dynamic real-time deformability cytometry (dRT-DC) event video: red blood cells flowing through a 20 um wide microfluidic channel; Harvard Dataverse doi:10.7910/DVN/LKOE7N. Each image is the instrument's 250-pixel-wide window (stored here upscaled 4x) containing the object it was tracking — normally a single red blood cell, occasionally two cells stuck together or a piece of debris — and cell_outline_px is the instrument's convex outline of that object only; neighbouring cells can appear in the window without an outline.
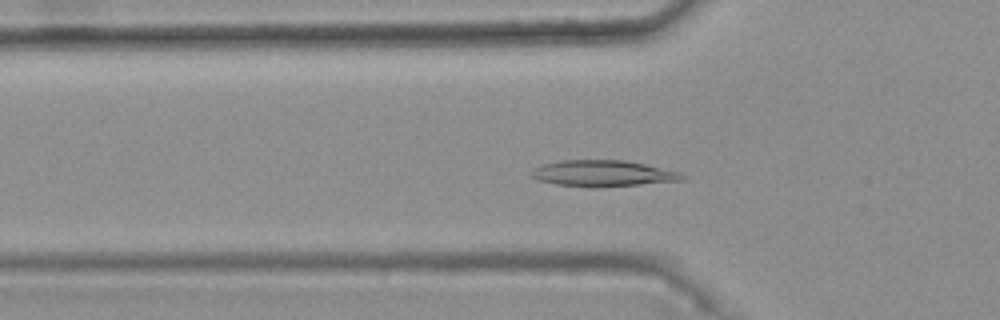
{"species": "common noctule bat (a hibernating species)", "species_latin": "Nyctalus noctula", "temperature_condition": "warm", "stored_images_in_passage": 43, "camera_frame_rate_fps": 3000, "um_per_image_px": 0.085, "animal": {"sex": "female", "body_mass_g": 25.1}, "frame": {"image": 1, "passage_image": 15, "time_ms": 4.667, "image_size_px": [1000, 320], "cell_outline_px": [[684, 180], [596, 188], [588, 188], [556, 184], [536, 180], [528, 172], [544, 164], [560, 160], [624, 160], [644, 164], [680, 172], [684, 176]], "centroid_in_image_um": [51.2, 14.75], "position_along_channel_um": 74.6, "area_um2": 23.06}}
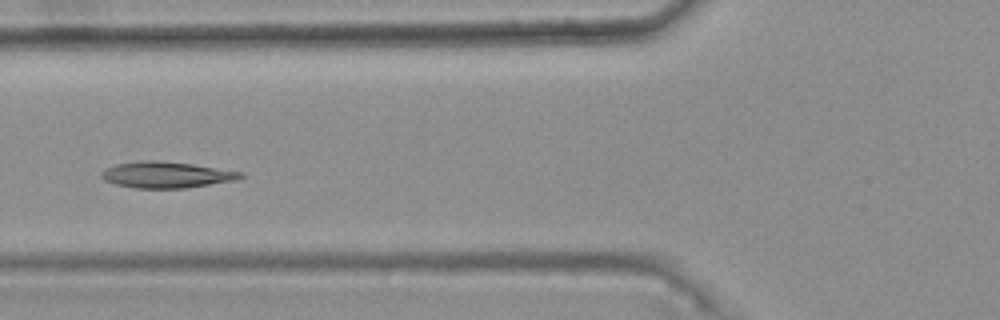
{"frame": {"image": 2, "passage_image": 18, "time_ms": 5.667, "image_size_px": [1000, 320], "cell_outline_px": [[244, 176], [236, 180], [184, 188], [136, 188], [116, 184], [104, 180], [100, 176], [100, 172], [116, 164], [140, 160], [156, 160], [192, 164], [244, 172]], "centroid_in_image_um": [14.13, 14.85], "position_along_channel_um": 111.7, "area_um2": 21.15}}
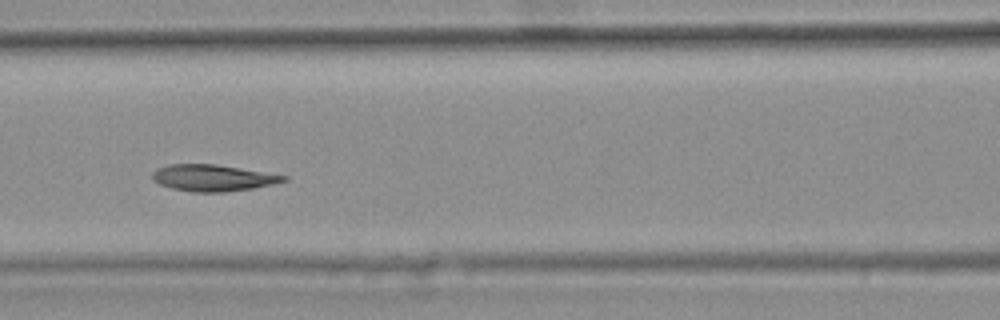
{"frame": {"image": 3, "passage_image": 21, "time_ms": 6.667, "image_size_px": [1000, 320], "cell_outline_px": [[288, 180], [272, 184], [252, 188], [224, 192], [192, 192], [172, 188], [160, 184], [152, 180], [152, 172], [156, 168], [168, 164], [216, 164], [288, 176]], "centroid_in_image_um": [18.05, 15.11], "position_along_channel_um": 148.5, "area_um2": 20.23}, "authors_computed_cell_mechanics": {"area_um2": 20.808, "velocity_mm_per_s": 3.691, "shape_relaxation_time_tau1_ms": 7.7428, "shape_relaxation_time_tau2_ms": 3.3191, "deformation_change_tau1": 0.1641, "deformation_change_tau2": 0.0702}}